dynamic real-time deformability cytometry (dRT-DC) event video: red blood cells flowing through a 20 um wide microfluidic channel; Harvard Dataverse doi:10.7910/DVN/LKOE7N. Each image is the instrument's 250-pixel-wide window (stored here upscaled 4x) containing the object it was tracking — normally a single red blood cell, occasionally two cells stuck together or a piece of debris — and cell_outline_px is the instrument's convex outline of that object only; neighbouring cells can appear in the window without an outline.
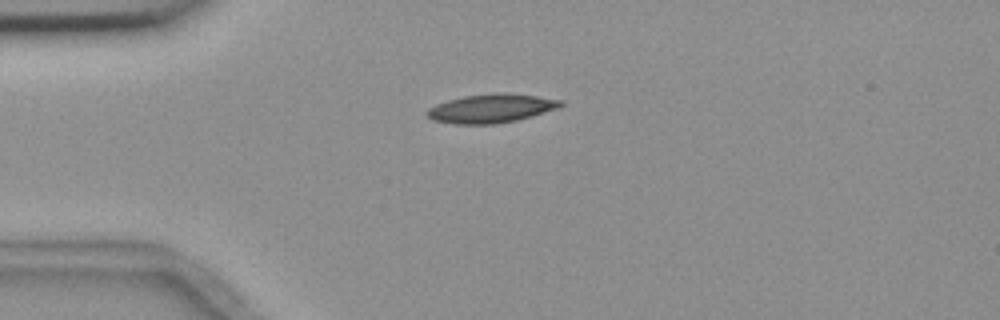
{"species": "common noctule bat (a hibernating species)", "species_latin": "Nyctalus noctula", "temperature_condition": "room temperature", "stored_images_in_passage": 5, "camera_frame_rate_fps": 3000, "um_per_image_px": 0.085, "animal": {"sex": "female", "body_mass_g": 18.4}, "frame": {"image": 1, "passage_image": 1, "time_ms": 0.0, "image_size_px": [1000, 320], "cell_outline_px": [[564, 104], [556, 108], [532, 116], [516, 120], [496, 124], [456, 124], [432, 120], [424, 112], [428, 108], [436, 104], [448, 100], [464, 96], [496, 92], [504, 92], [536, 96], [564, 100]], "centroid_in_image_um": [41.73, 9.21], "position_along_channel_um": 43.3, "area_um2": 22.43}}
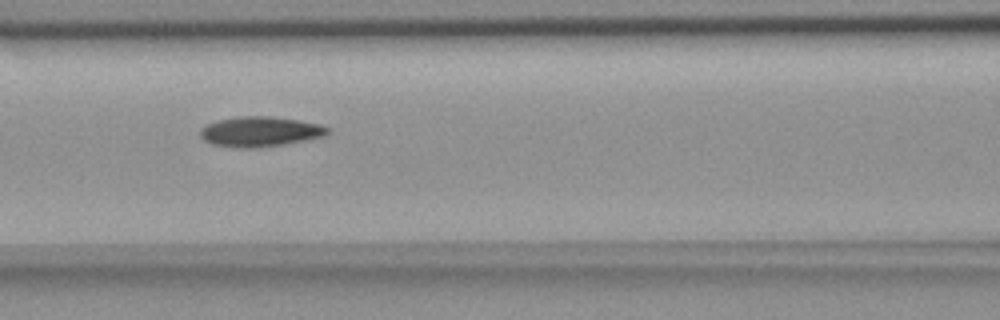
{"frame": {"image": 2, "passage_image": 4, "time_ms": 3.333, "image_size_px": [1000, 320], "cell_outline_px": [[328, 136], [284, 144], [256, 148], [236, 148], [212, 144], [204, 140], [200, 136], [200, 128], [208, 124], [220, 120], [240, 116], [268, 116], [296, 120], [320, 124], [328, 128]], "centroid_in_image_um": [22.11, 11.2], "position_along_channel_um": 144.5, "area_um2": 22.25}}
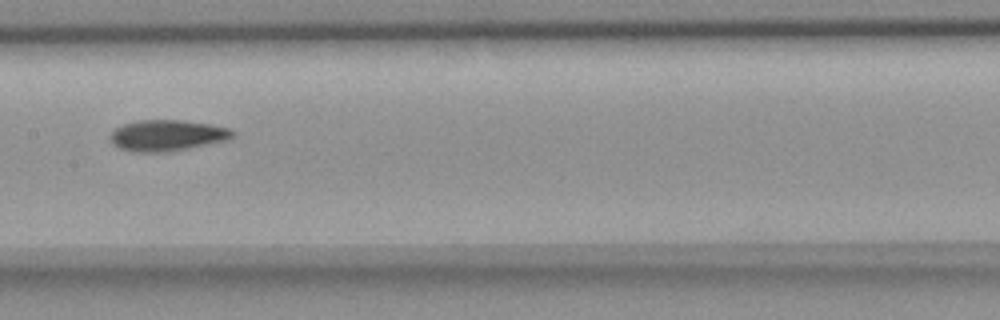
{"frame": {"image": 3, "passage_image": 5, "time_ms": 4.667, "image_size_px": [1000, 320], "cell_outline_px": [[236, 136], [228, 140], [164, 152], [136, 152], [120, 148], [112, 144], [108, 136], [116, 128], [124, 124], [140, 120], [184, 120], [208, 124], [228, 128], [236, 132]], "centroid_in_image_um": [14.2, 11.5], "position_along_channel_um": 193.2, "area_um2": 22.02}}